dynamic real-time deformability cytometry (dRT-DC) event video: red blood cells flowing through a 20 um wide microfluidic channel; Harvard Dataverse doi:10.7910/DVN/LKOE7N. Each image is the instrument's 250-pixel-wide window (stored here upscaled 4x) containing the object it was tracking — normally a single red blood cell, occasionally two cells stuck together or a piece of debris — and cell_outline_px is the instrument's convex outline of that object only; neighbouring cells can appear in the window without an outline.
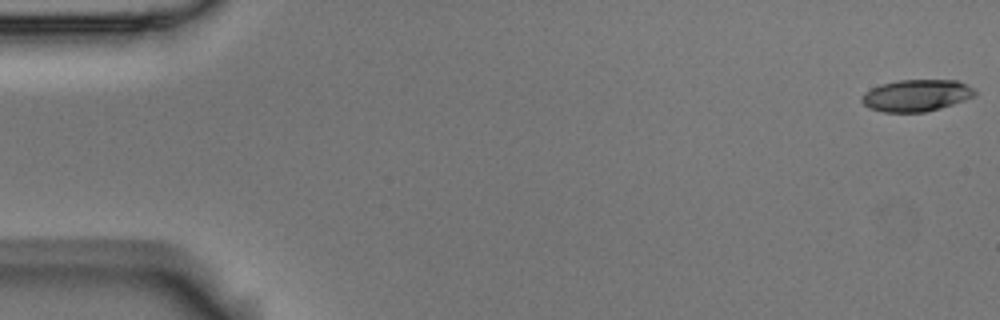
{"species": "Egyptian fruit bat (a non-hibernating species)", "species_latin": "Rousettus aegyptiacus", "temperature_condition": "room temperature", "stored_images_in_passage": 4, "camera_frame_rate_fps": 3000, "um_per_image_px": 0.085, "animal": {"sex": "male"}, "frame": {"image": 1, "passage_image": 1, "time_ms": 0.0, "image_size_px": [1000, 320], "cell_outline_px": [[976, 96], [940, 108], [924, 112], [884, 112], [868, 108], [860, 100], [860, 96], [864, 92], [880, 84], [900, 80], [956, 80], [968, 84], [976, 92]], "centroid_in_image_um": [77.87, 8.11], "position_along_channel_um": 7.1, "area_um2": 21.04}}
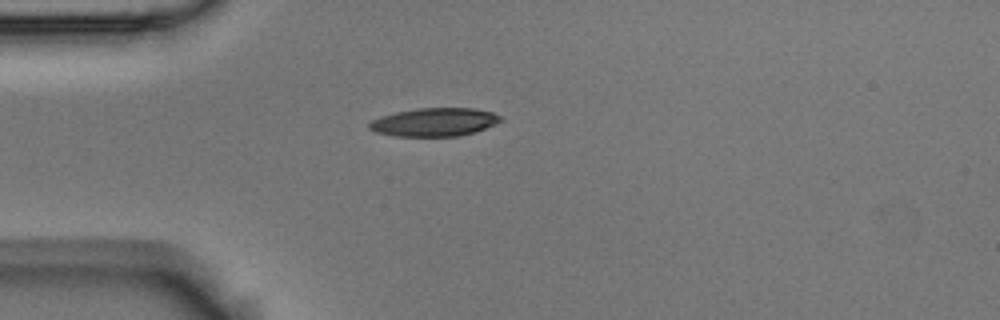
{"frame": {"image": 2, "passage_image": 4, "time_ms": 1.0, "image_size_px": [1000, 320], "cell_outline_px": [[504, 120], [476, 132], [460, 136], [396, 136], [376, 132], [368, 128], [368, 124], [372, 120], [380, 116], [396, 112], [420, 108], [472, 108], [492, 112], [500, 116]], "centroid_in_image_um": [36.93, 10.38], "position_along_channel_um": 48.1, "area_um2": 21.68}}